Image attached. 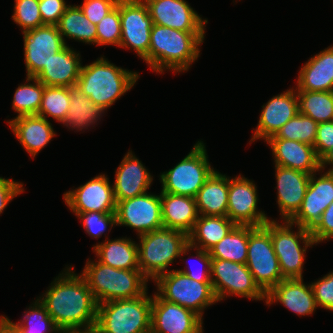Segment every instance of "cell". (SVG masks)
Returning a JSON list of instances; mask_svg holds the SVG:
<instances>
[{"instance_id":"836d02e7","label":"cell","mask_w":333,"mask_h":333,"mask_svg":"<svg viewBox=\"0 0 333 333\" xmlns=\"http://www.w3.org/2000/svg\"><path fill=\"white\" fill-rule=\"evenodd\" d=\"M253 227L236 225L220 242L209 250L211 258L246 264L249 231Z\"/></svg>"},{"instance_id":"ee69618b","label":"cell","mask_w":333,"mask_h":333,"mask_svg":"<svg viewBox=\"0 0 333 333\" xmlns=\"http://www.w3.org/2000/svg\"><path fill=\"white\" fill-rule=\"evenodd\" d=\"M317 307L333 312V271L311 282Z\"/></svg>"},{"instance_id":"d4e9b609","label":"cell","mask_w":333,"mask_h":333,"mask_svg":"<svg viewBox=\"0 0 333 333\" xmlns=\"http://www.w3.org/2000/svg\"><path fill=\"white\" fill-rule=\"evenodd\" d=\"M6 122L30 158H35L57 135L51 121L39 115L14 117Z\"/></svg>"},{"instance_id":"d6a6232c","label":"cell","mask_w":333,"mask_h":333,"mask_svg":"<svg viewBox=\"0 0 333 333\" xmlns=\"http://www.w3.org/2000/svg\"><path fill=\"white\" fill-rule=\"evenodd\" d=\"M56 26L66 45H69L68 38L97 46V27L86 18L78 5L70 4Z\"/></svg>"},{"instance_id":"f35d334b","label":"cell","mask_w":333,"mask_h":333,"mask_svg":"<svg viewBox=\"0 0 333 333\" xmlns=\"http://www.w3.org/2000/svg\"><path fill=\"white\" fill-rule=\"evenodd\" d=\"M318 123L312 118L297 113L284 126L280 128L275 136L270 138H282L300 141L314 146Z\"/></svg>"},{"instance_id":"816d5d0a","label":"cell","mask_w":333,"mask_h":333,"mask_svg":"<svg viewBox=\"0 0 333 333\" xmlns=\"http://www.w3.org/2000/svg\"><path fill=\"white\" fill-rule=\"evenodd\" d=\"M328 166L330 168H328ZM320 168L325 171L327 169L333 171V147L320 158Z\"/></svg>"},{"instance_id":"7c38bea8","label":"cell","mask_w":333,"mask_h":333,"mask_svg":"<svg viewBox=\"0 0 333 333\" xmlns=\"http://www.w3.org/2000/svg\"><path fill=\"white\" fill-rule=\"evenodd\" d=\"M121 41L119 48L133 50L148 66L153 21L143 0H119Z\"/></svg>"},{"instance_id":"ab89813d","label":"cell","mask_w":333,"mask_h":333,"mask_svg":"<svg viewBox=\"0 0 333 333\" xmlns=\"http://www.w3.org/2000/svg\"><path fill=\"white\" fill-rule=\"evenodd\" d=\"M73 214L80 220L86 234L96 240L101 238L105 232L104 237L106 239L110 238L106 236L107 232H111V229L117 226L115 213L86 212Z\"/></svg>"},{"instance_id":"8fae6325","label":"cell","mask_w":333,"mask_h":333,"mask_svg":"<svg viewBox=\"0 0 333 333\" xmlns=\"http://www.w3.org/2000/svg\"><path fill=\"white\" fill-rule=\"evenodd\" d=\"M246 265L255 283L266 295L284 280L270 232L264 225L249 231Z\"/></svg>"},{"instance_id":"30bf717a","label":"cell","mask_w":333,"mask_h":333,"mask_svg":"<svg viewBox=\"0 0 333 333\" xmlns=\"http://www.w3.org/2000/svg\"><path fill=\"white\" fill-rule=\"evenodd\" d=\"M211 283L218 302L238 296L251 301H265L266 304V294L255 283L246 264L212 259Z\"/></svg>"},{"instance_id":"8d00e7d4","label":"cell","mask_w":333,"mask_h":333,"mask_svg":"<svg viewBox=\"0 0 333 333\" xmlns=\"http://www.w3.org/2000/svg\"><path fill=\"white\" fill-rule=\"evenodd\" d=\"M70 106V87L45 86L38 111L39 116L49 120L52 118L62 123Z\"/></svg>"},{"instance_id":"277c9868","label":"cell","mask_w":333,"mask_h":333,"mask_svg":"<svg viewBox=\"0 0 333 333\" xmlns=\"http://www.w3.org/2000/svg\"><path fill=\"white\" fill-rule=\"evenodd\" d=\"M80 274L86 280L97 303L132 299L148 291L149 280L140 269H115L88 258Z\"/></svg>"},{"instance_id":"d6986e66","label":"cell","mask_w":333,"mask_h":333,"mask_svg":"<svg viewBox=\"0 0 333 333\" xmlns=\"http://www.w3.org/2000/svg\"><path fill=\"white\" fill-rule=\"evenodd\" d=\"M143 1L155 25L184 32H206L208 19L202 18L186 0Z\"/></svg>"},{"instance_id":"c3c4849f","label":"cell","mask_w":333,"mask_h":333,"mask_svg":"<svg viewBox=\"0 0 333 333\" xmlns=\"http://www.w3.org/2000/svg\"><path fill=\"white\" fill-rule=\"evenodd\" d=\"M23 192H25V187L21 181L0 176V215L7 205Z\"/></svg>"},{"instance_id":"bcb514c9","label":"cell","mask_w":333,"mask_h":333,"mask_svg":"<svg viewBox=\"0 0 333 333\" xmlns=\"http://www.w3.org/2000/svg\"><path fill=\"white\" fill-rule=\"evenodd\" d=\"M70 4L65 0H39V10L44 25H57Z\"/></svg>"},{"instance_id":"484cf974","label":"cell","mask_w":333,"mask_h":333,"mask_svg":"<svg viewBox=\"0 0 333 333\" xmlns=\"http://www.w3.org/2000/svg\"><path fill=\"white\" fill-rule=\"evenodd\" d=\"M81 54L66 45L53 55L47 65L35 76L45 86H76L82 67Z\"/></svg>"},{"instance_id":"7bdbcfd3","label":"cell","mask_w":333,"mask_h":333,"mask_svg":"<svg viewBox=\"0 0 333 333\" xmlns=\"http://www.w3.org/2000/svg\"><path fill=\"white\" fill-rule=\"evenodd\" d=\"M97 46L120 47L121 21L119 1L117 6L106 15L97 25Z\"/></svg>"},{"instance_id":"44dd1931","label":"cell","mask_w":333,"mask_h":333,"mask_svg":"<svg viewBox=\"0 0 333 333\" xmlns=\"http://www.w3.org/2000/svg\"><path fill=\"white\" fill-rule=\"evenodd\" d=\"M274 169L279 220L290 221L302 205L310 174L279 165H274Z\"/></svg>"},{"instance_id":"9c48e42d","label":"cell","mask_w":333,"mask_h":333,"mask_svg":"<svg viewBox=\"0 0 333 333\" xmlns=\"http://www.w3.org/2000/svg\"><path fill=\"white\" fill-rule=\"evenodd\" d=\"M156 293L164 300L188 308L203 318L205 310L219 303L211 282H199L173 269L155 281Z\"/></svg>"},{"instance_id":"f907efd6","label":"cell","mask_w":333,"mask_h":333,"mask_svg":"<svg viewBox=\"0 0 333 333\" xmlns=\"http://www.w3.org/2000/svg\"><path fill=\"white\" fill-rule=\"evenodd\" d=\"M0 333H21L20 329L5 315L0 316Z\"/></svg>"},{"instance_id":"52a82bcc","label":"cell","mask_w":333,"mask_h":333,"mask_svg":"<svg viewBox=\"0 0 333 333\" xmlns=\"http://www.w3.org/2000/svg\"><path fill=\"white\" fill-rule=\"evenodd\" d=\"M264 226L270 232L283 278L303 279L307 249L317 245L310 231L277 219L267 221ZM295 227L296 231L293 230Z\"/></svg>"},{"instance_id":"b9f144b4","label":"cell","mask_w":333,"mask_h":333,"mask_svg":"<svg viewBox=\"0 0 333 333\" xmlns=\"http://www.w3.org/2000/svg\"><path fill=\"white\" fill-rule=\"evenodd\" d=\"M192 250L195 251V255L192 254ZM191 251V253H190ZM188 254V255H187ZM190 254V255H189ZM183 256H188L187 259H189L191 256L198 261V263H200L201 268L199 266V268H193L195 267L194 265L195 264H189V266H186L183 268V269H176L177 271H180L182 273H184L185 275H187L189 278L193 279V280H196V281H199V282H211V256L209 254V251H205L203 249H199V248H196L194 246H191L190 244H188L182 251H181V254L179 256V258H181L184 263H185V258H183ZM195 260V261H196ZM189 262V261H188ZM187 264V262L185 263ZM199 265V264H198Z\"/></svg>"},{"instance_id":"8992f818","label":"cell","mask_w":333,"mask_h":333,"mask_svg":"<svg viewBox=\"0 0 333 333\" xmlns=\"http://www.w3.org/2000/svg\"><path fill=\"white\" fill-rule=\"evenodd\" d=\"M139 269L143 275L154 282L179 259L181 251L189 244L188 235L170 228H160L138 236Z\"/></svg>"},{"instance_id":"cb8c5ba5","label":"cell","mask_w":333,"mask_h":333,"mask_svg":"<svg viewBox=\"0 0 333 333\" xmlns=\"http://www.w3.org/2000/svg\"><path fill=\"white\" fill-rule=\"evenodd\" d=\"M304 279H284L267 295L265 306L280 303L298 316H311L318 308L310 283Z\"/></svg>"},{"instance_id":"2e32d148","label":"cell","mask_w":333,"mask_h":333,"mask_svg":"<svg viewBox=\"0 0 333 333\" xmlns=\"http://www.w3.org/2000/svg\"><path fill=\"white\" fill-rule=\"evenodd\" d=\"M204 318L194 311L152 294L150 333H204Z\"/></svg>"},{"instance_id":"ac0fdd59","label":"cell","mask_w":333,"mask_h":333,"mask_svg":"<svg viewBox=\"0 0 333 333\" xmlns=\"http://www.w3.org/2000/svg\"><path fill=\"white\" fill-rule=\"evenodd\" d=\"M324 172V173H323ZM317 175H319L317 177ZM333 201V171L319 169L310 175L309 185L297 214L291 223L311 231Z\"/></svg>"},{"instance_id":"60d3db41","label":"cell","mask_w":333,"mask_h":333,"mask_svg":"<svg viewBox=\"0 0 333 333\" xmlns=\"http://www.w3.org/2000/svg\"><path fill=\"white\" fill-rule=\"evenodd\" d=\"M11 19L22 33L43 26L39 0H15Z\"/></svg>"},{"instance_id":"5bb4252c","label":"cell","mask_w":333,"mask_h":333,"mask_svg":"<svg viewBox=\"0 0 333 333\" xmlns=\"http://www.w3.org/2000/svg\"><path fill=\"white\" fill-rule=\"evenodd\" d=\"M241 173L236 177L228 175L227 217L236 225L263 226L269 218L259 209V195L255 182Z\"/></svg>"},{"instance_id":"f5cc1de1","label":"cell","mask_w":333,"mask_h":333,"mask_svg":"<svg viewBox=\"0 0 333 333\" xmlns=\"http://www.w3.org/2000/svg\"><path fill=\"white\" fill-rule=\"evenodd\" d=\"M60 333H92V329H90V330L60 331Z\"/></svg>"},{"instance_id":"d590c367","label":"cell","mask_w":333,"mask_h":333,"mask_svg":"<svg viewBox=\"0 0 333 333\" xmlns=\"http://www.w3.org/2000/svg\"><path fill=\"white\" fill-rule=\"evenodd\" d=\"M26 82L18 84L13 94L12 109L17 116L37 115L45 85L36 77L26 76Z\"/></svg>"},{"instance_id":"f546056e","label":"cell","mask_w":333,"mask_h":333,"mask_svg":"<svg viewBox=\"0 0 333 333\" xmlns=\"http://www.w3.org/2000/svg\"><path fill=\"white\" fill-rule=\"evenodd\" d=\"M194 198L199 215L227 216L228 176L215 169Z\"/></svg>"},{"instance_id":"7dc6e473","label":"cell","mask_w":333,"mask_h":333,"mask_svg":"<svg viewBox=\"0 0 333 333\" xmlns=\"http://www.w3.org/2000/svg\"><path fill=\"white\" fill-rule=\"evenodd\" d=\"M310 233L316 244L333 239V201L323 212L320 221Z\"/></svg>"},{"instance_id":"f1b7e54d","label":"cell","mask_w":333,"mask_h":333,"mask_svg":"<svg viewBox=\"0 0 333 333\" xmlns=\"http://www.w3.org/2000/svg\"><path fill=\"white\" fill-rule=\"evenodd\" d=\"M131 237H119L105 239L96 242L92 251L95 258L115 269L132 270L139 269L138 244Z\"/></svg>"},{"instance_id":"5b68a950","label":"cell","mask_w":333,"mask_h":333,"mask_svg":"<svg viewBox=\"0 0 333 333\" xmlns=\"http://www.w3.org/2000/svg\"><path fill=\"white\" fill-rule=\"evenodd\" d=\"M98 304L94 329L97 333H150L152 295Z\"/></svg>"},{"instance_id":"e575fe53","label":"cell","mask_w":333,"mask_h":333,"mask_svg":"<svg viewBox=\"0 0 333 333\" xmlns=\"http://www.w3.org/2000/svg\"><path fill=\"white\" fill-rule=\"evenodd\" d=\"M298 113L315 122H330L333 117V91L296 90Z\"/></svg>"},{"instance_id":"6da1fadb","label":"cell","mask_w":333,"mask_h":333,"mask_svg":"<svg viewBox=\"0 0 333 333\" xmlns=\"http://www.w3.org/2000/svg\"><path fill=\"white\" fill-rule=\"evenodd\" d=\"M38 299L61 331L95 327L98 303L84 277L75 273L70 264L63 268Z\"/></svg>"},{"instance_id":"1f68e13d","label":"cell","mask_w":333,"mask_h":333,"mask_svg":"<svg viewBox=\"0 0 333 333\" xmlns=\"http://www.w3.org/2000/svg\"><path fill=\"white\" fill-rule=\"evenodd\" d=\"M236 224L227 216L199 215L188 235L189 244L209 251L220 242Z\"/></svg>"},{"instance_id":"f6af8a7d","label":"cell","mask_w":333,"mask_h":333,"mask_svg":"<svg viewBox=\"0 0 333 333\" xmlns=\"http://www.w3.org/2000/svg\"><path fill=\"white\" fill-rule=\"evenodd\" d=\"M78 5L86 18L97 25L106 15H108L118 4L119 0H83Z\"/></svg>"},{"instance_id":"e0dca14e","label":"cell","mask_w":333,"mask_h":333,"mask_svg":"<svg viewBox=\"0 0 333 333\" xmlns=\"http://www.w3.org/2000/svg\"><path fill=\"white\" fill-rule=\"evenodd\" d=\"M22 35L26 76L35 77L66 46L56 25H43Z\"/></svg>"},{"instance_id":"ba28073f","label":"cell","mask_w":333,"mask_h":333,"mask_svg":"<svg viewBox=\"0 0 333 333\" xmlns=\"http://www.w3.org/2000/svg\"><path fill=\"white\" fill-rule=\"evenodd\" d=\"M208 158L206 143L198 140L179 163L160 173V192L194 198L215 170Z\"/></svg>"},{"instance_id":"4fadbf2b","label":"cell","mask_w":333,"mask_h":333,"mask_svg":"<svg viewBox=\"0 0 333 333\" xmlns=\"http://www.w3.org/2000/svg\"><path fill=\"white\" fill-rule=\"evenodd\" d=\"M159 194V195H158ZM142 195L116 202L117 226H126L141 236L163 228L160 193Z\"/></svg>"},{"instance_id":"4316f807","label":"cell","mask_w":333,"mask_h":333,"mask_svg":"<svg viewBox=\"0 0 333 333\" xmlns=\"http://www.w3.org/2000/svg\"><path fill=\"white\" fill-rule=\"evenodd\" d=\"M295 85L296 90L333 91V45L313 55L302 65Z\"/></svg>"},{"instance_id":"681fc988","label":"cell","mask_w":333,"mask_h":333,"mask_svg":"<svg viewBox=\"0 0 333 333\" xmlns=\"http://www.w3.org/2000/svg\"><path fill=\"white\" fill-rule=\"evenodd\" d=\"M333 147V121L321 122L317 125L314 148L320 159L329 149Z\"/></svg>"},{"instance_id":"db71d44e","label":"cell","mask_w":333,"mask_h":333,"mask_svg":"<svg viewBox=\"0 0 333 333\" xmlns=\"http://www.w3.org/2000/svg\"><path fill=\"white\" fill-rule=\"evenodd\" d=\"M92 333H97L96 330H95L94 328L92 329Z\"/></svg>"},{"instance_id":"7402d4cb","label":"cell","mask_w":333,"mask_h":333,"mask_svg":"<svg viewBox=\"0 0 333 333\" xmlns=\"http://www.w3.org/2000/svg\"><path fill=\"white\" fill-rule=\"evenodd\" d=\"M114 178L112 186L116 202L148 192L154 180L147 167L130 149L115 169Z\"/></svg>"},{"instance_id":"ffe728a7","label":"cell","mask_w":333,"mask_h":333,"mask_svg":"<svg viewBox=\"0 0 333 333\" xmlns=\"http://www.w3.org/2000/svg\"><path fill=\"white\" fill-rule=\"evenodd\" d=\"M258 124L253 130L249 144L257 140H268L275 136L282 126L298 113V100L295 87H290L270 98L262 106Z\"/></svg>"},{"instance_id":"74e56055","label":"cell","mask_w":333,"mask_h":333,"mask_svg":"<svg viewBox=\"0 0 333 333\" xmlns=\"http://www.w3.org/2000/svg\"><path fill=\"white\" fill-rule=\"evenodd\" d=\"M13 323L21 333H60L61 331L38 297L23 312L22 320Z\"/></svg>"},{"instance_id":"7a4b0ae2","label":"cell","mask_w":333,"mask_h":333,"mask_svg":"<svg viewBox=\"0 0 333 333\" xmlns=\"http://www.w3.org/2000/svg\"><path fill=\"white\" fill-rule=\"evenodd\" d=\"M206 32H184L153 24L148 66L156 74L185 73L200 57Z\"/></svg>"},{"instance_id":"4dcf8cb0","label":"cell","mask_w":333,"mask_h":333,"mask_svg":"<svg viewBox=\"0 0 333 333\" xmlns=\"http://www.w3.org/2000/svg\"><path fill=\"white\" fill-rule=\"evenodd\" d=\"M105 110L95 105L85 94H83L76 86L70 87V106L67 111L66 118L61 123L66 128L75 129L76 132L94 128L105 116ZM98 122V123H97ZM85 129V130H84Z\"/></svg>"},{"instance_id":"603a6c76","label":"cell","mask_w":333,"mask_h":333,"mask_svg":"<svg viewBox=\"0 0 333 333\" xmlns=\"http://www.w3.org/2000/svg\"><path fill=\"white\" fill-rule=\"evenodd\" d=\"M265 143L272 151L273 165L292 168L310 175L320 169V159L314 146L310 144L282 138H269Z\"/></svg>"},{"instance_id":"9a60e30c","label":"cell","mask_w":333,"mask_h":333,"mask_svg":"<svg viewBox=\"0 0 333 333\" xmlns=\"http://www.w3.org/2000/svg\"><path fill=\"white\" fill-rule=\"evenodd\" d=\"M63 201L72 213H115L113 186L105 173L96 175L77 188L63 193Z\"/></svg>"},{"instance_id":"3957f363","label":"cell","mask_w":333,"mask_h":333,"mask_svg":"<svg viewBox=\"0 0 333 333\" xmlns=\"http://www.w3.org/2000/svg\"><path fill=\"white\" fill-rule=\"evenodd\" d=\"M140 74L111 63L104 55L82 65L76 87L95 105L107 110L136 85Z\"/></svg>"},{"instance_id":"83f0119b","label":"cell","mask_w":333,"mask_h":333,"mask_svg":"<svg viewBox=\"0 0 333 333\" xmlns=\"http://www.w3.org/2000/svg\"><path fill=\"white\" fill-rule=\"evenodd\" d=\"M164 228L189 235L199 217L195 198L160 192Z\"/></svg>"}]
</instances>
